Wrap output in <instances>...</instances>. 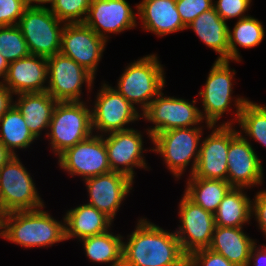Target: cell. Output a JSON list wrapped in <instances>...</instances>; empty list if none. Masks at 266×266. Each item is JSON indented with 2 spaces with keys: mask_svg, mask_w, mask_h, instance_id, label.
Segmentation results:
<instances>
[{
  "mask_svg": "<svg viewBox=\"0 0 266 266\" xmlns=\"http://www.w3.org/2000/svg\"><path fill=\"white\" fill-rule=\"evenodd\" d=\"M9 62L0 54V77L2 79L7 75Z\"/></svg>",
  "mask_w": 266,
  "mask_h": 266,
  "instance_id": "obj_42",
  "label": "cell"
},
{
  "mask_svg": "<svg viewBox=\"0 0 266 266\" xmlns=\"http://www.w3.org/2000/svg\"><path fill=\"white\" fill-rule=\"evenodd\" d=\"M27 7L26 0H0V26L18 25Z\"/></svg>",
  "mask_w": 266,
  "mask_h": 266,
  "instance_id": "obj_35",
  "label": "cell"
},
{
  "mask_svg": "<svg viewBox=\"0 0 266 266\" xmlns=\"http://www.w3.org/2000/svg\"><path fill=\"white\" fill-rule=\"evenodd\" d=\"M0 142L16 156V148H28L36 139L25 124V119L13 106L0 118Z\"/></svg>",
  "mask_w": 266,
  "mask_h": 266,
  "instance_id": "obj_29",
  "label": "cell"
},
{
  "mask_svg": "<svg viewBox=\"0 0 266 266\" xmlns=\"http://www.w3.org/2000/svg\"><path fill=\"white\" fill-rule=\"evenodd\" d=\"M136 15L126 0H91L84 23L98 36L121 33L136 27ZM106 32V33H105Z\"/></svg>",
  "mask_w": 266,
  "mask_h": 266,
  "instance_id": "obj_18",
  "label": "cell"
},
{
  "mask_svg": "<svg viewBox=\"0 0 266 266\" xmlns=\"http://www.w3.org/2000/svg\"><path fill=\"white\" fill-rule=\"evenodd\" d=\"M233 120L214 127L200 143L199 158L194 173L189 177L227 181V154L230 141L239 133L232 127Z\"/></svg>",
  "mask_w": 266,
  "mask_h": 266,
  "instance_id": "obj_13",
  "label": "cell"
},
{
  "mask_svg": "<svg viewBox=\"0 0 266 266\" xmlns=\"http://www.w3.org/2000/svg\"><path fill=\"white\" fill-rule=\"evenodd\" d=\"M48 7L28 6L18 27L27 43L30 54L51 57L60 53L64 24Z\"/></svg>",
  "mask_w": 266,
  "mask_h": 266,
  "instance_id": "obj_5",
  "label": "cell"
},
{
  "mask_svg": "<svg viewBox=\"0 0 266 266\" xmlns=\"http://www.w3.org/2000/svg\"><path fill=\"white\" fill-rule=\"evenodd\" d=\"M213 4L214 9L219 16L226 22L231 18H245V12L250 7L252 0H217Z\"/></svg>",
  "mask_w": 266,
  "mask_h": 266,
  "instance_id": "obj_36",
  "label": "cell"
},
{
  "mask_svg": "<svg viewBox=\"0 0 266 266\" xmlns=\"http://www.w3.org/2000/svg\"><path fill=\"white\" fill-rule=\"evenodd\" d=\"M42 201L29 172L18 155L13 156L0 169L1 213L40 209L44 207Z\"/></svg>",
  "mask_w": 266,
  "mask_h": 266,
  "instance_id": "obj_7",
  "label": "cell"
},
{
  "mask_svg": "<svg viewBox=\"0 0 266 266\" xmlns=\"http://www.w3.org/2000/svg\"><path fill=\"white\" fill-rule=\"evenodd\" d=\"M48 79L47 58L29 54L9 63L3 84L15 95L45 92Z\"/></svg>",
  "mask_w": 266,
  "mask_h": 266,
  "instance_id": "obj_20",
  "label": "cell"
},
{
  "mask_svg": "<svg viewBox=\"0 0 266 266\" xmlns=\"http://www.w3.org/2000/svg\"><path fill=\"white\" fill-rule=\"evenodd\" d=\"M164 69L155 54L147 55L126 67L121 75L117 91L133 106L140 104L144 111L163 90Z\"/></svg>",
  "mask_w": 266,
  "mask_h": 266,
  "instance_id": "obj_3",
  "label": "cell"
},
{
  "mask_svg": "<svg viewBox=\"0 0 266 266\" xmlns=\"http://www.w3.org/2000/svg\"><path fill=\"white\" fill-rule=\"evenodd\" d=\"M104 141L111 171L122 173L133 180L134 167L147 168L142 156V135L138 130L131 128L111 132L108 137H104Z\"/></svg>",
  "mask_w": 266,
  "mask_h": 266,
  "instance_id": "obj_17",
  "label": "cell"
},
{
  "mask_svg": "<svg viewBox=\"0 0 266 266\" xmlns=\"http://www.w3.org/2000/svg\"><path fill=\"white\" fill-rule=\"evenodd\" d=\"M54 0H26V2H27V4H28V6H40V7H43V6H45V5H43V4H48V3H52ZM35 2H36V4H35ZM34 3V4H33Z\"/></svg>",
  "mask_w": 266,
  "mask_h": 266,
  "instance_id": "obj_43",
  "label": "cell"
},
{
  "mask_svg": "<svg viewBox=\"0 0 266 266\" xmlns=\"http://www.w3.org/2000/svg\"><path fill=\"white\" fill-rule=\"evenodd\" d=\"M128 237L123 242L122 266H187L188 256L175 232L140 218Z\"/></svg>",
  "mask_w": 266,
  "mask_h": 266,
  "instance_id": "obj_1",
  "label": "cell"
},
{
  "mask_svg": "<svg viewBox=\"0 0 266 266\" xmlns=\"http://www.w3.org/2000/svg\"><path fill=\"white\" fill-rule=\"evenodd\" d=\"M184 194L204 210L214 214L227 192L228 181L189 177Z\"/></svg>",
  "mask_w": 266,
  "mask_h": 266,
  "instance_id": "obj_27",
  "label": "cell"
},
{
  "mask_svg": "<svg viewBox=\"0 0 266 266\" xmlns=\"http://www.w3.org/2000/svg\"><path fill=\"white\" fill-rule=\"evenodd\" d=\"M212 0H176V8L187 27L201 13L213 8Z\"/></svg>",
  "mask_w": 266,
  "mask_h": 266,
  "instance_id": "obj_34",
  "label": "cell"
},
{
  "mask_svg": "<svg viewBox=\"0 0 266 266\" xmlns=\"http://www.w3.org/2000/svg\"><path fill=\"white\" fill-rule=\"evenodd\" d=\"M264 33L263 25L258 19L248 15L239 19L233 31L228 29L229 61H241L237 44L242 48H253L262 42Z\"/></svg>",
  "mask_w": 266,
  "mask_h": 266,
  "instance_id": "obj_31",
  "label": "cell"
},
{
  "mask_svg": "<svg viewBox=\"0 0 266 266\" xmlns=\"http://www.w3.org/2000/svg\"><path fill=\"white\" fill-rule=\"evenodd\" d=\"M187 266H235L224 256L209 248L194 251L188 256Z\"/></svg>",
  "mask_w": 266,
  "mask_h": 266,
  "instance_id": "obj_37",
  "label": "cell"
},
{
  "mask_svg": "<svg viewBox=\"0 0 266 266\" xmlns=\"http://www.w3.org/2000/svg\"><path fill=\"white\" fill-rule=\"evenodd\" d=\"M249 260V266L251 264V260H253L254 266H266V246L263 245L262 248L259 246L257 249L255 244L251 249Z\"/></svg>",
  "mask_w": 266,
  "mask_h": 266,
  "instance_id": "obj_40",
  "label": "cell"
},
{
  "mask_svg": "<svg viewBox=\"0 0 266 266\" xmlns=\"http://www.w3.org/2000/svg\"><path fill=\"white\" fill-rule=\"evenodd\" d=\"M13 93L0 81V118L13 106Z\"/></svg>",
  "mask_w": 266,
  "mask_h": 266,
  "instance_id": "obj_39",
  "label": "cell"
},
{
  "mask_svg": "<svg viewBox=\"0 0 266 266\" xmlns=\"http://www.w3.org/2000/svg\"><path fill=\"white\" fill-rule=\"evenodd\" d=\"M0 54L9 63L30 54L18 25L0 26Z\"/></svg>",
  "mask_w": 266,
  "mask_h": 266,
  "instance_id": "obj_32",
  "label": "cell"
},
{
  "mask_svg": "<svg viewBox=\"0 0 266 266\" xmlns=\"http://www.w3.org/2000/svg\"><path fill=\"white\" fill-rule=\"evenodd\" d=\"M232 187L214 213L215 225L221 227H242L252 217V200L242 190Z\"/></svg>",
  "mask_w": 266,
  "mask_h": 266,
  "instance_id": "obj_26",
  "label": "cell"
},
{
  "mask_svg": "<svg viewBox=\"0 0 266 266\" xmlns=\"http://www.w3.org/2000/svg\"><path fill=\"white\" fill-rule=\"evenodd\" d=\"M64 219L65 240L77 237L80 240L86 237L103 234L109 231L112 219L105 213L98 211L94 206L82 204L68 210Z\"/></svg>",
  "mask_w": 266,
  "mask_h": 266,
  "instance_id": "obj_23",
  "label": "cell"
},
{
  "mask_svg": "<svg viewBox=\"0 0 266 266\" xmlns=\"http://www.w3.org/2000/svg\"><path fill=\"white\" fill-rule=\"evenodd\" d=\"M90 3L91 0H54L49 9L65 24L84 23Z\"/></svg>",
  "mask_w": 266,
  "mask_h": 266,
  "instance_id": "obj_33",
  "label": "cell"
},
{
  "mask_svg": "<svg viewBox=\"0 0 266 266\" xmlns=\"http://www.w3.org/2000/svg\"><path fill=\"white\" fill-rule=\"evenodd\" d=\"M234 74L235 70L229 67V60H216L208 74L204 88L199 92L204 108L201 115L209 129H213L222 115L230 110Z\"/></svg>",
  "mask_w": 266,
  "mask_h": 266,
  "instance_id": "obj_14",
  "label": "cell"
},
{
  "mask_svg": "<svg viewBox=\"0 0 266 266\" xmlns=\"http://www.w3.org/2000/svg\"><path fill=\"white\" fill-rule=\"evenodd\" d=\"M83 242L86 256L96 263H112L110 266L123 265L122 236L109 231L79 240Z\"/></svg>",
  "mask_w": 266,
  "mask_h": 266,
  "instance_id": "obj_28",
  "label": "cell"
},
{
  "mask_svg": "<svg viewBox=\"0 0 266 266\" xmlns=\"http://www.w3.org/2000/svg\"><path fill=\"white\" fill-rule=\"evenodd\" d=\"M248 141L241 132L230 141L227 154V181L232 187L248 189L262 184V161Z\"/></svg>",
  "mask_w": 266,
  "mask_h": 266,
  "instance_id": "obj_16",
  "label": "cell"
},
{
  "mask_svg": "<svg viewBox=\"0 0 266 266\" xmlns=\"http://www.w3.org/2000/svg\"><path fill=\"white\" fill-rule=\"evenodd\" d=\"M41 209L3 214L1 237L26 248L65 241V225Z\"/></svg>",
  "mask_w": 266,
  "mask_h": 266,
  "instance_id": "obj_2",
  "label": "cell"
},
{
  "mask_svg": "<svg viewBox=\"0 0 266 266\" xmlns=\"http://www.w3.org/2000/svg\"><path fill=\"white\" fill-rule=\"evenodd\" d=\"M2 213H1V211H0V230H2ZM1 232L2 231H0V236H1Z\"/></svg>",
  "mask_w": 266,
  "mask_h": 266,
  "instance_id": "obj_44",
  "label": "cell"
},
{
  "mask_svg": "<svg viewBox=\"0 0 266 266\" xmlns=\"http://www.w3.org/2000/svg\"><path fill=\"white\" fill-rule=\"evenodd\" d=\"M236 120L241 130L266 147V106L239 97L235 100Z\"/></svg>",
  "mask_w": 266,
  "mask_h": 266,
  "instance_id": "obj_30",
  "label": "cell"
},
{
  "mask_svg": "<svg viewBox=\"0 0 266 266\" xmlns=\"http://www.w3.org/2000/svg\"><path fill=\"white\" fill-rule=\"evenodd\" d=\"M84 181L90 198L87 204L105 213L112 220L116 216L121 202L132 190L133 184L131 178L114 171L87 178Z\"/></svg>",
  "mask_w": 266,
  "mask_h": 266,
  "instance_id": "obj_19",
  "label": "cell"
},
{
  "mask_svg": "<svg viewBox=\"0 0 266 266\" xmlns=\"http://www.w3.org/2000/svg\"><path fill=\"white\" fill-rule=\"evenodd\" d=\"M214 7L201 13L187 28H192L197 36L219 54L216 60H229L228 25Z\"/></svg>",
  "mask_w": 266,
  "mask_h": 266,
  "instance_id": "obj_25",
  "label": "cell"
},
{
  "mask_svg": "<svg viewBox=\"0 0 266 266\" xmlns=\"http://www.w3.org/2000/svg\"><path fill=\"white\" fill-rule=\"evenodd\" d=\"M47 65L49 80L46 91L57 102H80L84 83L91 91L95 77L72 58L58 53L47 58Z\"/></svg>",
  "mask_w": 266,
  "mask_h": 266,
  "instance_id": "obj_9",
  "label": "cell"
},
{
  "mask_svg": "<svg viewBox=\"0 0 266 266\" xmlns=\"http://www.w3.org/2000/svg\"><path fill=\"white\" fill-rule=\"evenodd\" d=\"M14 105L25 119L31 133L38 138L43 129H49L57 101L47 92L17 94Z\"/></svg>",
  "mask_w": 266,
  "mask_h": 266,
  "instance_id": "obj_24",
  "label": "cell"
},
{
  "mask_svg": "<svg viewBox=\"0 0 266 266\" xmlns=\"http://www.w3.org/2000/svg\"><path fill=\"white\" fill-rule=\"evenodd\" d=\"M143 27L158 36L187 29L176 8V0H142L136 5Z\"/></svg>",
  "mask_w": 266,
  "mask_h": 266,
  "instance_id": "obj_21",
  "label": "cell"
},
{
  "mask_svg": "<svg viewBox=\"0 0 266 266\" xmlns=\"http://www.w3.org/2000/svg\"><path fill=\"white\" fill-rule=\"evenodd\" d=\"M47 138L58 156L93 133L91 109L83 102H57Z\"/></svg>",
  "mask_w": 266,
  "mask_h": 266,
  "instance_id": "obj_4",
  "label": "cell"
},
{
  "mask_svg": "<svg viewBox=\"0 0 266 266\" xmlns=\"http://www.w3.org/2000/svg\"><path fill=\"white\" fill-rule=\"evenodd\" d=\"M254 197L255 199L252 201V216L255 215L259 227L262 230L261 232L266 237V190L259 191Z\"/></svg>",
  "mask_w": 266,
  "mask_h": 266,
  "instance_id": "obj_38",
  "label": "cell"
},
{
  "mask_svg": "<svg viewBox=\"0 0 266 266\" xmlns=\"http://www.w3.org/2000/svg\"><path fill=\"white\" fill-rule=\"evenodd\" d=\"M201 135L202 128L199 126L157 133L151 138L155 145V148L151 150L163 157L167 168L179 179L192 158L190 175L194 173L199 158Z\"/></svg>",
  "mask_w": 266,
  "mask_h": 266,
  "instance_id": "obj_6",
  "label": "cell"
},
{
  "mask_svg": "<svg viewBox=\"0 0 266 266\" xmlns=\"http://www.w3.org/2000/svg\"><path fill=\"white\" fill-rule=\"evenodd\" d=\"M162 91L143 111L142 117L155 126L147 130L149 138L157 133L177 128L193 127L203 122L201 110L192 103L181 98L163 96Z\"/></svg>",
  "mask_w": 266,
  "mask_h": 266,
  "instance_id": "obj_8",
  "label": "cell"
},
{
  "mask_svg": "<svg viewBox=\"0 0 266 266\" xmlns=\"http://www.w3.org/2000/svg\"><path fill=\"white\" fill-rule=\"evenodd\" d=\"M106 42L85 23H64L60 53L72 58L95 77Z\"/></svg>",
  "mask_w": 266,
  "mask_h": 266,
  "instance_id": "obj_15",
  "label": "cell"
},
{
  "mask_svg": "<svg viewBox=\"0 0 266 266\" xmlns=\"http://www.w3.org/2000/svg\"><path fill=\"white\" fill-rule=\"evenodd\" d=\"M58 157L60 168L71 176H82L83 180L111 172L104 137L101 134H92Z\"/></svg>",
  "mask_w": 266,
  "mask_h": 266,
  "instance_id": "obj_11",
  "label": "cell"
},
{
  "mask_svg": "<svg viewBox=\"0 0 266 266\" xmlns=\"http://www.w3.org/2000/svg\"><path fill=\"white\" fill-rule=\"evenodd\" d=\"M98 90L94 108L91 110L92 129L103 135L131 128L124 127L140 119L137 108L128 102L117 90L108 84H102Z\"/></svg>",
  "mask_w": 266,
  "mask_h": 266,
  "instance_id": "obj_10",
  "label": "cell"
},
{
  "mask_svg": "<svg viewBox=\"0 0 266 266\" xmlns=\"http://www.w3.org/2000/svg\"><path fill=\"white\" fill-rule=\"evenodd\" d=\"M180 223L175 234L183 252L189 256L194 251L209 248L215 229L214 214L204 210L185 194L179 203Z\"/></svg>",
  "mask_w": 266,
  "mask_h": 266,
  "instance_id": "obj_12",
  "label": "cell"
},
{
  "mask_svg": "<svg viewBox=\"0 0 266 266\" xmlns=\"http://www.w3.org/2000/svg\"><path fill=\"white\" fill-rule=\"evenodd\" d=\"M14 155L0 142V169L7 163Z\"/></svg>",
  "mask_w": 266,
  "mask_h": 266,
  "instance_id": "obj_41",
  "label": "cell"
},
{
  "mask_svg": "<svg viewBox=\"0 0 266 266\" xmlns=\"http://www.w3.org/2000/svg\"><path fill=\"white\" fill-rule=\"evenodd\" d=\"M255 244V240L243 232V227L215 226L209 249L235 266H249L250 252Z\"/></svg>",
  "mask_w": 266,
  "mask_h": 266,
  "instance_id": "obj_22",
  "label": "cell"
}]
</instances>
